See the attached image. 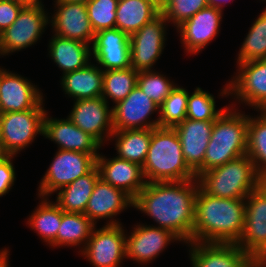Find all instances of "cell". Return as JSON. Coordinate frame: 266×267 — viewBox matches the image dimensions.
<instances>
[{"instance_id": "6da1fadb", "label": "cell", "mask_w": 266, "mask_h": 267, "mask_svg": "<svg viewBox=\"0 0 266 267\" xmlns=\"http://www.w3.org/2000/svg\"><path fill=\"white\" fill-rule=\"evenodd\" d=\"M198 188L197 179L146 183L133 199V208L146 213L158 227L169 230L188 245L193 234Z\"/></svg>"}, {"instance_id": "7a4b0ae2", "label": "cell", "mask_w": 266, "mask_h": 267, "mask_svg": "<svg viewBox=\"0 0 266 267\" xmlns=\"http://www.w3.org/2000/svg\"><path fill=\"white\" fill-rule=\"evenodd\" d=\"M245 207V199L210 196L199 187L191 242L236 244L244 229Z\"/></svg>"}, {"instance_id": "3957f363", "label": "cell", "mask_w": 266, "mask_h": 267, "mask_svg": "<svg viewBox=\"0 0 266 267\" xmlns=\"http://www.w3.org/2000/svg\"><path fill=\"white\" fill-rule=\"evenodd\" d=\"M142 169L147 183L197 179L185 162L181 141L174 128L152 129L151 142Z\"/></svg>"}, {"instance_id": "277c9868", "label": "cell", "mask_w": 266, "mask_h": 267, "mask_svg": "<svg viewBox=\"0 0 266 267\" xmlns=\"http://www.w3.org/2000/svg\"><path fill=\"white\" fill-rule=\"evenodd\" d=\"M228 107L214 121L203 167L195 174L196 177L247 153L249 115Z\"/></svg>"}, {"instance_id": "5b68a950", "label": "cell", "mask_w": 266, "mask_h": 267, "mask_svg": "<svg viewBox=\"0 0 266 267\" xmlns=\"http://www.w3.org/2000/svg\"><path fill=\"white\" fill-rule=\"evenodd\" d=\"M197 180L206 194L226 199H245L264 181L247 154L200 174Z\"/></svg>"}, {"instance_id": "8992f818", "label": "cell", "mask_w": 266, "mask_h": 267, "mask_svg": "<svg viewBox=\"0 0 266 267\" xmlns=\"http://www.w3.org/2000/svg\"><path fill=\"white\" fill-rule=\"evenodd\" d=\"M50 18L44 6L24 5L15 22L0 33V55L34 45L45 31Z\"/></svg>"}, {"instance_id": "52a82bcc", "label": "cell", "mask_w": 266, "mask_h": 267, "mask_svg": "<svg viewBox=\"0 0 266 267\" xmlns=\"http://www.w3.org/2000/svg\"><path fill=\"white\" fill-rule=\"evenodd\" d=\"M96 160L91 154L58 149L41 179L38 196H51L60 188L88 174L96 166Z\"/></svg>"}, {"instance_id": "ba28073f", "label": "cell", "mask_w": 266, "mask_h": 267, "mask_svg": "<svg viewBox=\"0 0 266 267\" xmlns=\"http://www.w3.org/2000/svg\"><path fill=\"white\" fill-rule=\"evenodd\" d=\"M44 108L0 113V138L10 156L28 147L37 134L43 135Z\"/></svg>"}, {"instance_id": "9c48e42d", "label": "cell", "mask_w": 266, "mask_h": 267, "mask_svg": "<svg viewBox=\"0 0 266 267\" xmlns=\"http://www.w3.org/2000/svg\"><path fill=\"white\" fill-rule=\"evenodd\" d=\"M237 74L222 89L220 95L231 96L256 111L266 110V59L237 63Z\"/></svg>"}, {"instance_id": "30bf717a", "label": "cell", "mask_w": 266, "mask_h": 267, "mask_svg": "<svg viewBox=\"0 0 266 267\" xmlns=\"http://www.w3.org/2000/svg\"><path fill=\"white\" fill-rule=\"evenodd\" d=\"M94 227L86 246L79 252L94 267H120L126 258V234L122 224Z\"/></svg>"}, {"instance_id": "8fae6325", "label": "cell", "mask_w": 266, "mask_h": 267, "mask_svg": "<svg viewBox=\"0 0 266 267\" xmlns=\"http://www.w3.org/2000/svg\"><path fill=\"white\" fill-rule=\"evenodd\" d=\"M245 223L236 243L251 259L266 252V180L245 198Z\"/></svg>"}, {"instance_id": "7c38bea8", "label": "cell", "mask_w": 266, "mask_h": 267, "mask_svg": "<svg viewBox=\"0 0 266 267\" xmlns=\"http://www.w3.org/2000/svg\"><path fill=\"white\" fill-rule=\"evenodd\" d=\"M167 22L160 13L130 36L131 67L136 71L152 70L160 58L166 41Z\"/></svg>"}, {"instance_id": "4fadbf2b", "label": "cell", "mask_w": 266, "mask_h": 267, "mask_svg": "<svg viewBox=\"0 0 266 267\" xmlns=\"http://www.w3.org/2000/svg\"><path fill=\"white\" fill-rule=\"evenodd\" d=\"M157 111L159 106L136 85L124 100L112 107L113 131L157 128L158 117L149 120Z\"/></svg>"}, {"instance_id": "5bb4252c", "label": "cell", "mask_w": 266, "mask_h": 267, "mask_svg": "<svg viewBox=\"0 0 266 267\" xmlns=\"http://www.w3.org/2000/svg\"><path fill=\"white\" fill-rule=\"evenodd\" d=\"M100 96L74 101L67 117L82 131L94 137L102 146L105 140H111L113 131L112 108Z\"/></svg>"}, {"instance_id": "9a60e30c", "label": "cell", "mask_w": 266, "mask_h": 267, "mask_svg": "<svg viewBox=\"0 0 266 267\" xmlns=\"http://www.w3.org/2000/svg\"><path fill=\"white\" fill-rule=\"evenodd\" d=\"M56 12L51 16L54 35L91 45L95 33L88 18L87 7L82 2L54 1ZM91 43V44H90Z\"/></svg>"}, {"instance_id": "2e32d148", "label": "cell", "mask_w": 266, "mask_h": 267, "mask_svg": "<svg viewBox=\"0 0 266 267\" xmlns=\"http://www.w3.org/2000/svg\"><path fill=\"white\" fill-rule=\"evenodd\" d=\"M91 51L103 71L131 67L130 36L117 28L96 32Z\"/></svg>"}, {"instance_id": "e0dca14e", "label": "cell", "mask_w": 266, "mask_h": 267, "mask_svg": "<svg viewBox=\"0 0 266 267\" xmlns=\"http://www.w3.org/2000/svg\"><path fill=\"white\" fill-rule=\"evenodd\" d=\"M28 79L1 69L0 113L43 107V95Z\"/></svg>"}, {"instance_id": "ac0fdd59", "label": "cell", "mask_w": 266, "mask_h": 267, "mask_svg": "<svg viewBox=\"0 0 266 267\" xmlns=\"http://www.w3.org/2000/svg\"><path fill=\"white\" fill-rule=\"evenodd\" d=\"M223 10L206 6L177 27L187 53L197 54L219 33Z\"/></svg>"}, {"instance_id": "d6986e66", "label": "cell", "mask_w": 266, "mask_h": 267, "mask_svg": "<svg viewBox=\"0 0 266 267\" xmlns=\"http://www.w3.org/2000/svg\"><path fill=\"white\" fill-rule=\"evenodd\" d=\"M180 239L167 229L158 226L139 224L132 233L126 234V257L140 264L150 263L165 250L171 241Z\"/></svg>"}, {"instance_id": "ffe728a7", "label": "cell", "mask_w": 266, "mask_h": 267, "mask_svg": "<svg viewBox=\"0 0 266 267\" xmlns=\"http://www.w3.org/2000/svg\"><path fill=\"white\" fill-rule=\"evenodd\" d=\"M46 112L43 122V136L58 145V149L67 151L84 152L99 156L98 149L101 144L90 134L82 131L68 118H49Z\"/></svg>"}, {"instance_id": "44dd1931", "label": "cell", "mask_w": 266, "mask_h": 267, "mask_svg": "<svg viewBox=\"0 0 266 267\" xmlns=\"http://www.w3.org/2000/svg\"><path fill=\"white\" fill-rule=\"evenodd\" d=\"M192 267H252V259L234 243L191 242Z\"/></svg>"}, {"instance_id": "7402d4cb", "label": "cell", "mask_w": 266, "mask_h": 267, "mask_svg": "<svg viewBox=\"0 0 266 267\" xmlns=\"http://www.w3.org/2000/svg\"><path fill=\"white\" fill-rule=\"evenodd\" d=\"M96 166L103 181L123 190L132 199L146 186L142 166L138 163L99 154Z\"/></svg>"}, {"instance_id": "603a6c76", "label": "cell", "mask_w": 266, "mask_h": 267, "mask_svg": "<svg viewBox=\"0 0 266 267\" xmlns=\"http://www.w3.org/2000/svg\"><path fill=\"white\" fill-rule=\"evenodd\" d=\"M133 207V199L123 190L115 188L99 178L88 201L85 215L96 225L99 219H111L107 225L121 224L113 217L125 208ZM113 218V219H112Z\"/></svg>"}, {"instance_id": "cb8c5ba5", "label": "cell", "mask_w": 266, "mask_h": 267, "mask_svg": "<svg viewBox=\"0 0 266 267\" xmlns=\"http://www.w3.org/2000/svg\"><path fill=\"white\" fill-rule=\"evenodd\" d=\"M214 121L185 119L174 127L188 167L196 174L202 167Z\"/></svg>"}, {"instance_id": "d4e9b609", "label": "cell", "mask_w": 266, "mask_h": 267, "mask_svg": "<svg viewBox=\"0 0 266 267\" xmlns=\"http://www.w3.org/2000/svg\"><path fill=\"white\" fill-rule=\"evenodd\" d=\"M48 47L51 59L63 75L86 67L92 59L91 46L84 42L53 35Z\"/></svg>"}, {"instance_id": "484cf974", "label": "cell", "mask_w": 266, "mask_h": 267, "mask_svg": "<svg viewBox=\"0 0 266 267\" xmlns=\"http://www.w3.org/2000/svg\"><path fill=\"white\" fill-rule=\"evenodd\" d=\"M160 13L153 0H118L115 28L131 36Z\"/></svg>"}, {"instance_id": "4316f807", "label": "cell", "mask_w": 266, "mask_h": 267, "mask_svg": "<svg viewBox=\"0 0 266 267\" xmlns=\"http://www.w3.org/2000/svg\"><path fill=\"white\" fill-rule=\"evenodd\" d=\"M103 70L91 62L84 68L62 76L65 94L75 100L102 96Z\"/></svg>"}, {"instance_id": "83f0119b", "label": "cell", "mask_w": 266, "mask_h": 267, "mask_svg": "<svg viewBox=\"0 0 266 267\" xmlns=\"http://www.w3.org/2000/svg\"><path fill=\"white\" fill-rule=\"evenodd\" d=\"M99 178V170L95 166L88 174L60 188L57 191L55 203L64 212L84 214L94 186Z\"/></svg>"}, {"instance_id": "f1b7e54d", "label": "cell", "mask_w": 266, "mask_h": 267, "mask_svg": "<svg viewBox=\"0 0 266 267\" xmlns=\"http://www.w3.org/2000/svg\"><path fill=\"white\" fill-rule=\"evenodd\" d=\"M115 137V138H114ZM152 137V129H133L113 132L117 157L143 166Z\"/></svg>"}, {"instance_id": "f546056e", "label": "cell", "mask_w": 266, "mask_h": 267, "mask_svg": "<svg viewBox=\"0 0 266 267\" xmlns=\"http://www.w3.org/2000/svg\"><path fill=\"white\" fill-rule=\"evenodd\" d=\"M96 225L82 213L61 210V223L56 237V246H86Z\"/></svg>"}, {"instance_id": "4dcf8cb0", "label": "cell", "mask_w": 266, "mask_h": 267, "mask_svg": "<svg viewBox=\"0 0 266 267\" xmlns=\"http://www.w3.org/2000/svg\"><path fill=\"white\" fill-rule=\"evenodd\" d=\"M41 203L29 216L27 224L48 245L56 247V237L61 223V208L48 197H40ZM49 200V201H48Z\"/></svg>"}, {"instance_id": "1f68e13d", "label": "cell", "mask_w": 266, "mask_h": 267, "mask_svg": "<svg viewBox=\"0 0 266 267\" xmlns=\"http://www.w3.org/2000/svg\"><path fill=\"white\" fill-rule=\"evenodd\" d=\"M248 118L247 155L254 163L257 173L266 180V110Z\"/></svg>"}, {"instance_id": "d6a6232c", "label": "cell", "mask_w": 266, "mask_h": 267, "mask_svg": "<svg viewBox=\"0 0 266 267\" xmlns=\"http://www.w3.org/2000/svg\"><path fill=\"white\" fill-rule=\"evenodd\" d=\"M138 71L126 69L103 71L102 97L107 103L108 98L116 104L124 100L137 85Z\"/></svg>"}, {"instance_id": "836d02e7", "label": "cell", "mask_w": 266, "mask_h": 267, "mask_svg": "<svg viewBox=\"0 0 266 267\" xmlns=\"http://www.w3.org/2000/svg\"><path fill=\"white\" fill-rule=\"evenodd\" d=\"M266 59V8L250 27L236 63Z\"/></svg>"}, {"instance_id": "e575fe53", "label": "cell", "mask_w": 266, "mask_h": 267, "mask_svg": "<svg viewBox=\"0 0 266 267\" xmlns=\"http://www.w3.org/2000/svg\"><path fill=\"white\" fill-rule=\"evenodd\" d=\"M189 92L176 86L159 106V127L174 128L186 119Z\"/></svg>"}, {"instance_id": "d590c367", "label": "cell", "mask_w": 266, "mask_h": 267, "mask_svg": "<svg viewBox=\"0 0 266 267\" xmlns=\"http://www.w3.org/2000/svg\"><path fill=\"white\" fill-rule=\"evenodd\" d=\"M226 108L216 110L214 96L196 87L194 92L188 96L186 118L196 121H215Z\"/></svg>"}, {"instance_id": "8d00e7d4", "label": "cell", "mask_w": 266, "mask_h": 267, "mask_svg": "<svg viewBox=\"0 0 266 267\" xmlns=\"http://www.w3.org/2000/svg\"><path fill=\"white\" fill-rule=\"evenodd\" d=\"M137 86L160 106L177 85L159 72L149 70L138 72Z\"/></svg>"}, {"instance_id": "74e56055", "label": "cell", "mask_w": 266, "mask_h": 267, "mask_svg": "<svg viewBox=\"0 0 266 267\" xmlns=\"http://www.w3.org/2000/svg\"><path fill=\"white\" fill-rule=\"evenodd\" d=\"M117 3L118 0H89L86 3L94 33L115 28Z\"/></svg>"}, {"instance_id": "f35d334b", "label": "cell", "mask_w": 266, "mask_h": 267, "mask_svg": "<svg viewBox=\"0 0 266 267\" xmlns=\"http://www.w3.org/2000/svg\"><path fill=\"white\" fill-rule=\"evenodd\" d=\"M206 6H208L207 0H165L160 8L168 23H173L177 28Z\"/></svg>"}, {"instance_id": "ab89813d", "label": "cell", "mask_w": 266, "mask_h": 267, "mask_svg": "<svg viewBox=\"0 0 266 267\" xmlns=\"http://www.w3.org/2000/svg\"><path fill=\"white\" fill-rule=\"evenodd\" d=\"M23 6L21 2L0 1V33L15 22Z\"/></svg>"}, {"instance_id": "60d3db41", "label": "cell", "mask_w": 266, "mask_h": 267, "mask_svg": "<svg viewBox=\"0 0 266 267\" xmlns=\"http://www.w3.org/2000/svg\"><path fill=\"white\" fill-rule=\"evenodd\" d=\"M14 156L8 157L0 162V197L6 195L16 180V172L12 160Z\"/></svg>"}, {"instance_id": "b9f144b4", "label": "cell", "mask_w": 266, "mask_h": 267, "mask_svg": "<svg viewBox=\"0 0 266 267\" xmlns=\"http://www.w3.org/2000/svg\"><path fill=\"white\" fill-rule=\"evenodd\" d=\"M252 267H266V252L257 254L252 258Z\"/></svg>"}, {"instance_id": "7bdbcfd3", "label": "cell", "mask_w": 266, "mask_h": 267, "mask_svg": "<svg viewBox=\"0 0 266 267\" xmlns=\"http://www.w3.org/2000/svg\"><path fill=\"white\" fill-rule=\"evenodd\" d=\"M9 251L7 249L0 250V267H8V254Z\"/></svg>"}, {"instance_id": "ee69618b", "label": "cell", "mask_w": 266, "mask_h": 267, "mask_svg": "<svg viewBox=\"0 0 266 267\" xmlns=\"http://www.w3.org/2000/svg\"><path fill=\"white\" fill-rule=\"evenodd\" d=\"M209 6L217 7L220 8L221 10L223 9V5L225 6L226 2L231 1V0H207Z\"/></svg>"}, {"instance_id": "f6af8a7d", "label": "cell", "mask_w": 266, "mask_h": 267, "mask_svg": "<svg viewBox=\"0 0 266 267\" xmlns=\"http://www.w3.org/2000/svg\"><path fill=\"white\" fill-rule=\"evenodd\" d=\"M10 157V154L6 151L3 141L0 138V162Z\"/></svg>"}, {"instance_id": "bcb514c9", "label": "cell", "mask_w": 266, "mask_h": 267, "mask_svg": "<svg viewBox=\"0 0 266 267\" xmlns=\"http://www.w3.org/2000/svg\"><path fill=\"white\" fill-rule=\"evenodd\" d=\"M41 1L42 0H18V2H21L24 5H41V6H44Z\"/></svg>"}, {"instance_id": "7dc6e473", "label": "cell", "mask_w": 266, "mask_h": 267, "mask_svg": "<svg viewBox=\"0 0 266 267\" xmlns=\"http://www.w3.org/2000/svg\"><path fill=\"white\" fill-rule=\"evenodd\" d=\"M55 1H65V2H82V3H87L89 0H55Z\"/></svg>"}, {"instance_id": "c3c4849f", "label": "cell", "mask_w": 266, "mask_h": 267, "mask_svg": "<svg viewBox=\"0 0 266 267\" xmlns=\"http://www.w3.org/2000/svg\"><path fill=\"white\" fill-rule=\"evenodd\" d=\"M156 4H158L160 7L165 3V0H153Z\"/></svg>"}, {"instance_id": "681fc988", "label": "cell", "mask_w": 266, "mask_h": 267, "mask_svg": "<svg viewBox=\"0 0 266 267\" xmlns=\"http://www.w3.org/2000/svg\"><path fill=\"white\" fill-rule=\"evenodd\" d=\"M0 1H11V2H18V0H0Z\"/></svg>"}, {"instance_id": "f907efd6", "label": "cell", "mask_w": 266, "mask_h": 267, "mask_svg": "<svg viewBox=\"0 0 266 267\" xmlns=\"http://www.w3.org/2000/svg\"><path fill=\"white\" fill-rule=\"evenodd\" d=\"M0 85H1V68H0Z\"/></svg>"}]
</instances>
